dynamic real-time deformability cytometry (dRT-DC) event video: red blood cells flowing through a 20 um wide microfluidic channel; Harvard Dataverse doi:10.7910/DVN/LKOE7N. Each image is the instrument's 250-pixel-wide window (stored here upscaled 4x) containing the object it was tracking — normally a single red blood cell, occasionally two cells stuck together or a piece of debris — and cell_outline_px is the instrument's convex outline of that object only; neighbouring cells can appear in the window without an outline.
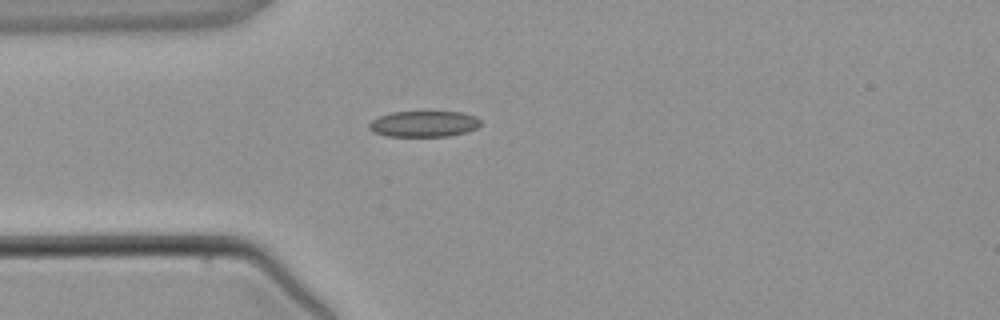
{"species": "common noctule bat (a hibernating species)", "species_latin": "Nyctalus noctula", "temperature_condition": "warm", "stored_images_in_passage": 2, "camera_frame_rate_fps": 3000, "um_per_image_px": 0.085, "animal": {"sex": "male", "body_mass_g": 21.5, "forearm_length_mm": 52.0}, "frame": {"image": 1, "passage_image": 2, "time_ms": 1.333, "image_size_px": [1000, 320], "cell_outline_px": [[480, 124], [476, 128], [468, 132], [448, 136], [384, 136], [372, 132], [368, 128], [368, 124], [372, 120], [380, 116], [392, 112], [464, 112], [476, 116], [480, 120]], "centroid_in_image_um": [36.02, 10.53], "position_along_channel_um": 49.0, "area_um2": 16.99}}